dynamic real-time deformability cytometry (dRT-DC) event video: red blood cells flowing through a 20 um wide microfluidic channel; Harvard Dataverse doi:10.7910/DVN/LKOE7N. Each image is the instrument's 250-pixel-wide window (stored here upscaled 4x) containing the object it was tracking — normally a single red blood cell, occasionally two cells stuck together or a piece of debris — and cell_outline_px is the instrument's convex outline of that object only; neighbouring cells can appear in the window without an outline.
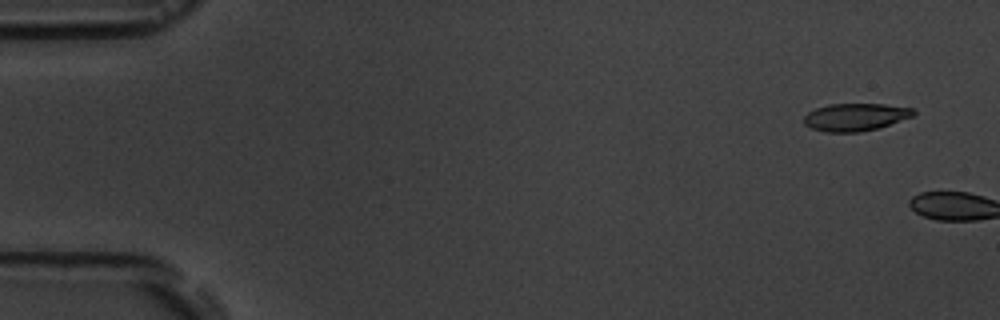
{"species": "common noctule bat (a hibernating species)", "species_latin": "Nyctalus noctula", "temperature_condition": "room temperature", "stored_images_in_passage": 2, "camera_frame_rate_fps": 3000, "um_per_image_px": 0.085, "animal": {"sex": "male", "body_mass_g": 19.5, "forearm_length_mm": 54.6}, "frame": {"image": 1, "passage_image": 1, "time_ms": 0.0, "image_size_px": [1000, 320], "cell_outline_px": [[916, 112], [912, 116], [880, 128], [860, 132], [824, 132], [812, 128], [804, 124], [804, 116], [808, 112], [816, 108], [828, 104], [884, 104], [916, 108]], "centroid_in_image_um": [72.72, 9.95], "position_along_channel_um": 12.3, "area_um2": 17.74}}